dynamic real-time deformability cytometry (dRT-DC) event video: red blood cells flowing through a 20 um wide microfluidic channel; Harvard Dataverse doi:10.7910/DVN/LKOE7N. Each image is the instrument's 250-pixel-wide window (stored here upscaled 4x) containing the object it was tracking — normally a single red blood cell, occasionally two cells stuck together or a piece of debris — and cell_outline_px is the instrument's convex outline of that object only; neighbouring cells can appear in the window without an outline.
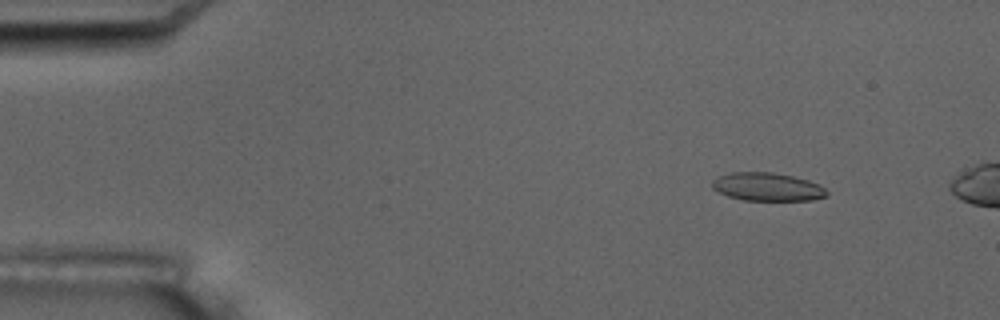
{"species": "common noctule bat (a hibernating species)", "species_latin": "Nyctalus noctula", "temperature_condition": "room temperature", "stored_images_in_passage": 4, "camera_frame_rate_fps": 3000, "um_per_image_px": 0.085, "animal": {"sex": "male", "body_mass_g": 17.5, "forearm_length_mm": 52.3}, "frame": {"image": 1, "passage_image": 2, "time_ms": 1.0, "image_size_px": [1000, 320], "cell_outline_px": [[828, 196], [812, 200], [744, 200], [728, 196], [712, 188], [712, 180], [716, 176], [728, 172], [772, 172], [792, 176], [808, 180], [820, 184], [828, 192]], "centroid_in_image_um": [65.22, 15.87], "position_along_channel_um": 19.8, "area_um2": 18.96}}